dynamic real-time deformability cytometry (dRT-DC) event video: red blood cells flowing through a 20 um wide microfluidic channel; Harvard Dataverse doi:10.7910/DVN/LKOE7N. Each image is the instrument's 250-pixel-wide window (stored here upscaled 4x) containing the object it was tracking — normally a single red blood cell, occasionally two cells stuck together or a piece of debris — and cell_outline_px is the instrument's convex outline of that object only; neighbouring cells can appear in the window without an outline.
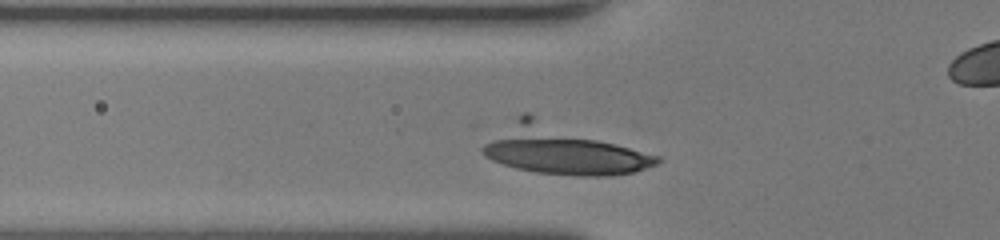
{"species": "human", "species_latin": "Homo sapiens", "temperature_condition": "room temperature", "stored_images_in_passage": 34, "camera_frame_rate_fps": 3000, "um_per_image_px": 0.085, "donor": {"sex": "female"}, "frame": {"image": 1, "passage_image": 12, "time_ms": 3.667, "image_size_px": [1000, 240], "cell_outline_px": [[664, 160], [660, 164], [636, 172], [608, 176], [576, 176], [536, 172], [516, 168], [492, 160], [484, 156], [480, 148], [484, 144], [516, 116], [524, 112], [528, 112], [660, 156]], "centroid_in_image_um": [47.86, 12.73], "position_along_channel_um": 77.9, "area_um2": 50.05}}
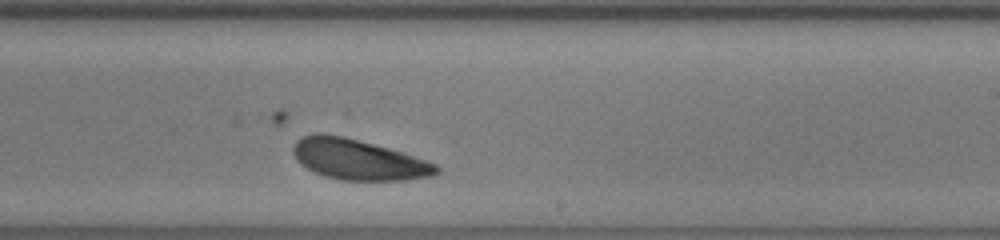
{"frame": {"image": 2, "passage_image": 25, "time_ms": 8.0, "image_size_px": [1000, 240], "cell_outline_px": [[440, 172], [432, 176], [408, 180], [340, 180], [324, 176], [300, 164], [296, 160], [292, 152], [292, 148], [296, 140], [300, 136], [316, 132], [324, 132], [344, 136], [388, 148], [428, 160], [436, 164], [440, 168]], "centroid_in_image_um": [30.43, 13.55], "position_along_channel_um": 258.6, "area_um2": 34.16}}
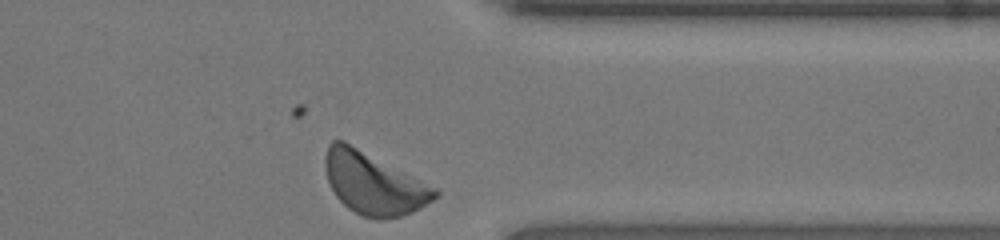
{"frame": {"image": 3, "passage_image": 34, "time_ms": 11.0, "image_size_px": [1000, 240], "cell_outline_px": [[440, 192], [432, 200], [420, 208], [412, 212], [400, 216], [384, 220], [376, 220], [364, 216], [348, 208], [336, 196], [328, 180], [324, 168], [324, 156], [328, 144], [332, 140], [344, 140], [440, 188]], "centroid_in_image_um": [31.78, 15.57], "position_along_channel_um": 379.6, "area_um2": 40.11}}